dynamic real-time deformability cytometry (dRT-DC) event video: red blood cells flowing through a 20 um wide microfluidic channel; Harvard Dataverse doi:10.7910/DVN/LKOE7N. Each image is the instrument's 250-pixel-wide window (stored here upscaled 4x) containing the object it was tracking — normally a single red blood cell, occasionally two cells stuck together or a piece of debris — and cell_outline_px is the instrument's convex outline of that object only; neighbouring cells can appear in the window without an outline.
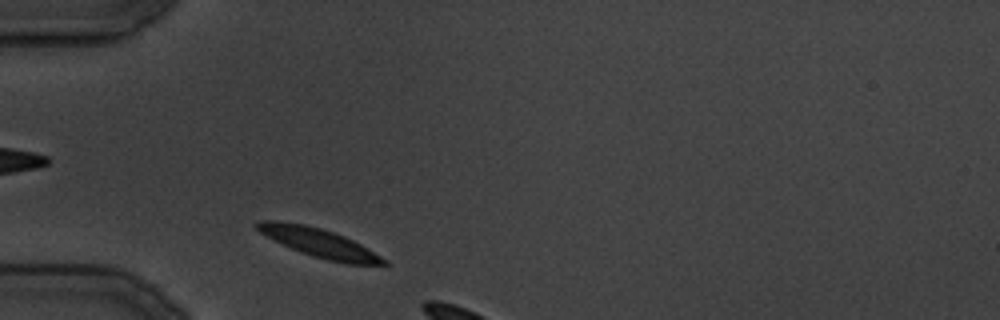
{"species": "common noctule bat (a hibernating species)", "species_latin": "Nyctalus noctula", "temperature_condition": "cold", "stored_images_in_passage": 3, "camera_frame_rate_fps": 3000, "um_per_image_px": 0.085, "animal": {"sex": "male", "body_mass_g": 19.5, "forearm_length_mm": 54.6}, "frame": {"image": 1, "passage_image": 1, "time_ms": 0.0, "image_size_px": [1000, 320], "cell_outline_px": [[392, 264], [344, 264], [328, 260], [292, 248], [260, 232], [252, 224], [260, 220], [276, 220], [304, 224], [320, 228], [344, 236], [360, 244], [388, 260]], "centroid_in_image_um": [27.14, 20.62], "position_along_channel_um": 57.9, "area_um2": 20.75}}